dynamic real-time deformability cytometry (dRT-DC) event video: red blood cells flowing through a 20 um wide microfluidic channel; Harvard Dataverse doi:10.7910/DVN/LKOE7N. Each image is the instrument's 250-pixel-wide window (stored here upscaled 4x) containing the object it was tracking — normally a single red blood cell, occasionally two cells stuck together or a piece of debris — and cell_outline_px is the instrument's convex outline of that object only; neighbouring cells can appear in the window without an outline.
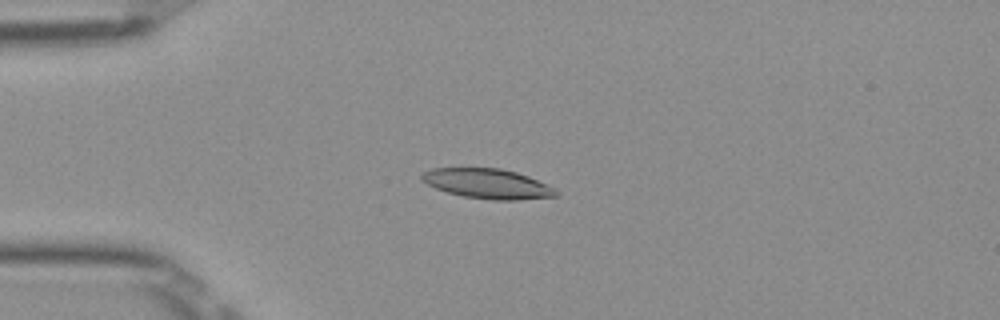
{"species": "Egyptian fruit bat (a non-hibernating species)", "species_latin": "Rousettus aegyptiacus", "temperature_condition": "room temperature", "stored_images_in_passage": 51, "camera_frame_rate_fps": 3000, "um_per_image_px": 0.085, "frame": {"image": 1, "passage_image": 13, "time_ms": 4.0, "image_size_px": [1000, 320], "cell_outline_px": [[560, 192], [556, 196], [516, 200], [492, 200], [464, 196], [448, 192], [436, 188], [420, 180], [420, 176], [424, 172], [432, 168], [500, 168], [516, 172], [528, 176], [556, 188]], "centroid_in_image_um": [41.46, 15.61], "position_along_channel_um": 43.5, "area_um2": 23.29}}
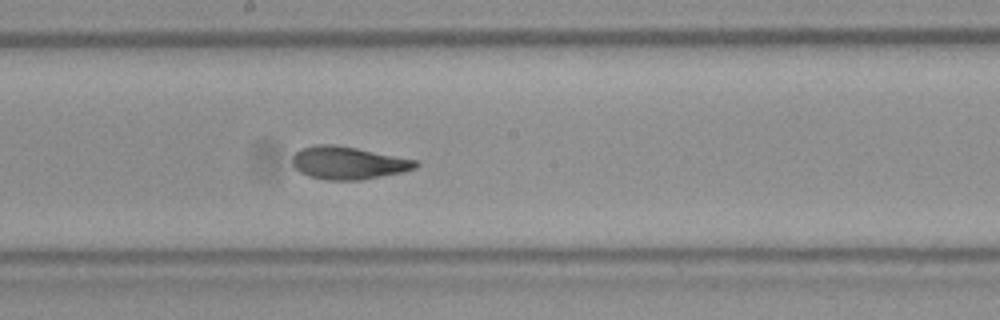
{"frame": {"image": 2, "passage_image": 28, "time_ms": 9.0, "image_size_px": [1000, 320], "cell_outline_px": [[420, 164], [416, 168], [400, 172], [360, 180], [328, 180], [308, 176], [300, 172], [292, 164], [292, 156], [300, 148], [316, 144], [336, 144], [420, 160]], "centroid_in_image_um": [29.6, 13.83], "position_along_channel_um": 218.6, "area_um2": 23.7}}
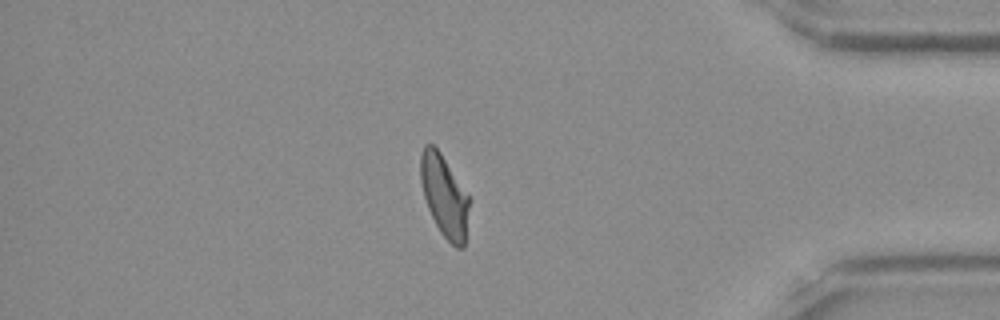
{"frame": {"image": 3, "passage_image": 44, "time_ms": 14.333, "image_size_px": [1000, 320], "cell_outline_px": [[468, 208], [464, 248], [456, 248], [440, 232], [428, 208], [424, 196], [420, 180], [420, 156], [424, 144], [432, 144], [440, 152], [468, 196]], "centroid_in_image_um": [37.73, 16.65], "position_along_channel_um": 397.5, "area_um2": 22.6}, "authors_computed_cell_mechanics": {"area_um2": 23.3512, "velocity_mm_per_s": 3.9476, "shape_relaxation_time_tau1_ms": 3.6235, "shape_relaxation_time_tau2_ms": 1.4751, "deformation_change_tau1": 0.1393, "deformation_change_tau2": 0.0699}}